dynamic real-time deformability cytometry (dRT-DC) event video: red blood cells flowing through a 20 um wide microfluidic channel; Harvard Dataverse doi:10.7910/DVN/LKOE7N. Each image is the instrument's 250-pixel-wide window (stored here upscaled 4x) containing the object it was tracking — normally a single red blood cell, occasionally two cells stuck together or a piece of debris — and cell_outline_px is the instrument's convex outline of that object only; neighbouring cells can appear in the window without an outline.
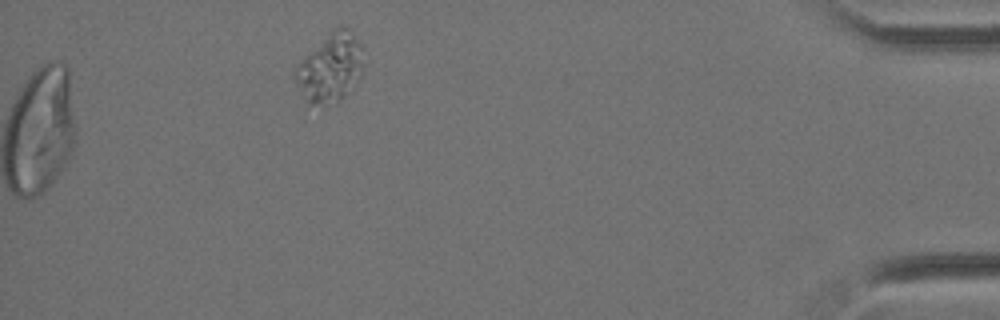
{"species": "Egyptian fruit bat (a non-hibernating species)", "species_latin": "Rousettus aegyptiacus", "temperature_condition": "cold", "stored_images_in_passage": 16, "camera_frame_rate_fps": 3000, "um_per_image_px": 0.085, "animal": {"sex": "female"}, "frame": {"image": 1, "passage_image": 16, "time_ms": 5.0, "image_size_px": [1000, 320], "cell_outline_px": [[364, 48], [356, 80], [344, 96], [340, 100], [324, 104], [308, 104], [304, 100], [292, 76], [292, 72], [296, 64], [332, 28], [340, 24], [344, 24], [348, 28]], "centroid_in_image_um": [27.99, 5.71], "position_along_channel_um": 407.2, "area_um2": 27.28}}